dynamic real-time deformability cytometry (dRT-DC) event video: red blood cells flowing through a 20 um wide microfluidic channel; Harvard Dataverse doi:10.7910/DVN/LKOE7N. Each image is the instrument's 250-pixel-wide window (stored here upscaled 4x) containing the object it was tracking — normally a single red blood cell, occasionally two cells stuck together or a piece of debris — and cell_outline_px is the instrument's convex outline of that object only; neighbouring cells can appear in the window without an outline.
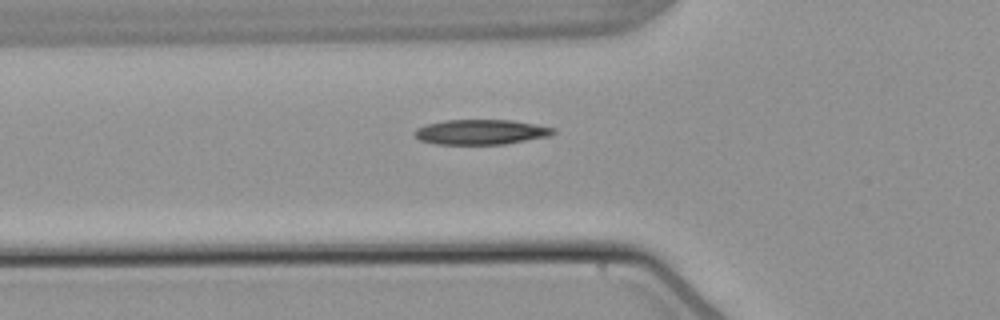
{"species": "common noctule bat (a hibernating species)", "species_latin": "Nyctalus noctula", "temperature_condition": "warm", "stored_images_in_passage": 39, "camera_frame_rate_fps": 3000, "um_per_image_px": 0.085, "animal": {"sex": "male", "body_mass_g": 21.5, "forearm_length_mm": 52.0}, "frame": {"image": 1, "passage_image": 6, "time_ms": 1.667, "image_size_px": [1000, 320], "cell_outline_px": [[556, 132], [548, 136], [504, 144], [436, 144], [420, 140], [412, 132], [416, 128], [428, 124], [444, 120], [512, 120], [536, 124], [556, 128]], "centroid_in_image_um": [40.88, 11.21], "position_along_channel_um": 84.9, "area_um2": 20.17}}
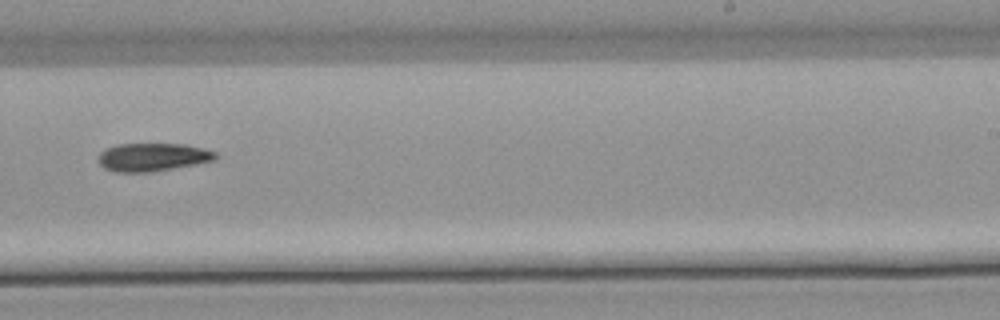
{"frame": {"image": 2, "passage_image": 21, "time_ms": 6.667, "image_size_px": [1000, 320], "cell_outline_px": [[216, 160], [196, 164], [152, 172], [116, 172], [104, 168], [100, 164], [100, 152], [104, 148], [116, 144], [184, 144], [216, 152]], "centroid_in_image_um": [12.95, 13.36], "position_along_channel_um": 276.0, "area_um2": 19.13}}
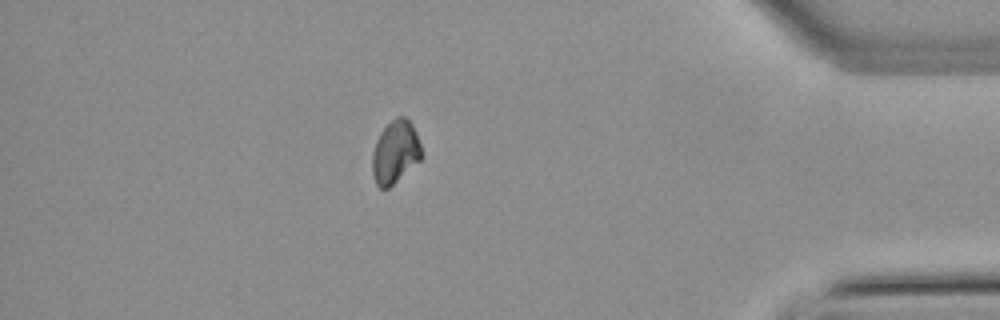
{"frame": {"image": 3, "passage_image": 34, "time_ms": 11.0, "image_size_px": [1000, 320], "cell_outline_px": [[420, 160], [388, 188], [380, 188], [376, 184], [372, 172], [372, 152], [376, 140], [380, 132], [396, 116], [404, 116], [412, 124], [416, 132], [420, 144]], "centroid_in_image_um": [33.57, 12.91], "position_along_channel_um": 401.6, "area_um2": 17.8}}